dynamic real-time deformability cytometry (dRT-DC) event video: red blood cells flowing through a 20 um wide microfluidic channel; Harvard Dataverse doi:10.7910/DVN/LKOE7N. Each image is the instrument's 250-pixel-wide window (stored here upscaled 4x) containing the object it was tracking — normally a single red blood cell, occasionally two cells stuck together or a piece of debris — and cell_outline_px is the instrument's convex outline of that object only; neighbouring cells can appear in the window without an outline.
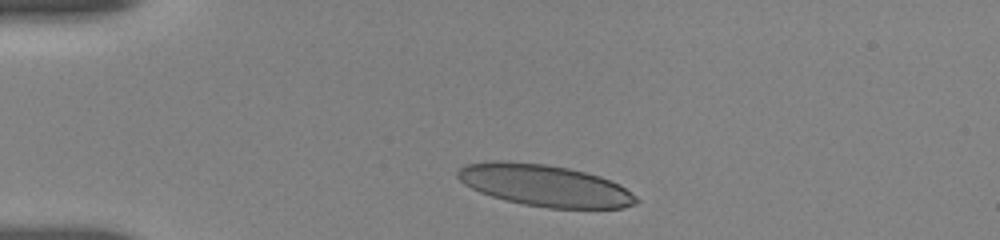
{"species": "human", "species_latin": "Homo sapiens", "temperature_condition": "room temperature", "stored_images_in_passage": 35, "camera_frame_rate_fps": 3000, "um_per_image_px": 0.085, "donor": {"sex": "female"}, "frame": {"image": 1, "passage_image": 1, "time_ms": 0.0, "image_size_px": [1000, 240], "cell_outline_px": [[640, 200], [636, 204], [624, 208], [548, 208], [524, 204], [492, 196], [480, 192], [464, 184], [456, 176], [456, 172], [464, 164], [492, 160], [504, 160], [544, 164], [568, 168], [600, 176], [620, 184], [636, 196]], "centroid_in_image_um": [46.3, 15.75], "position_along_channel_um": 38.7, "area_um2": 43.41}}
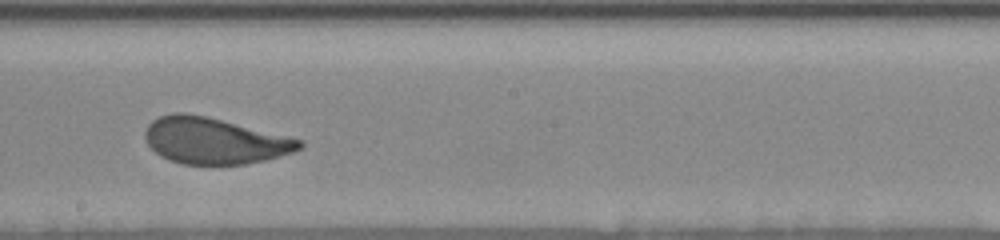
{"frame": {"image": 2, "passage_image": 20, "time_ms": 6.333, "image_size_px": [1000, 240], "cell_outline_px": [[304, 144], [300, 148], [292, 152], [264, 160], [244, 164], [184, 164], [168, 160], [160, 156], [148, 144], [144, 136], [144, 132], [148, 124], [152, 120], [160, 116], [172, 112], [184, 112], [208, 116], [304, 140]], "centroid_in_image_um": [18.19, 11.95], "position_along_channel_um": 230.0, "area_um2": 41.67}}
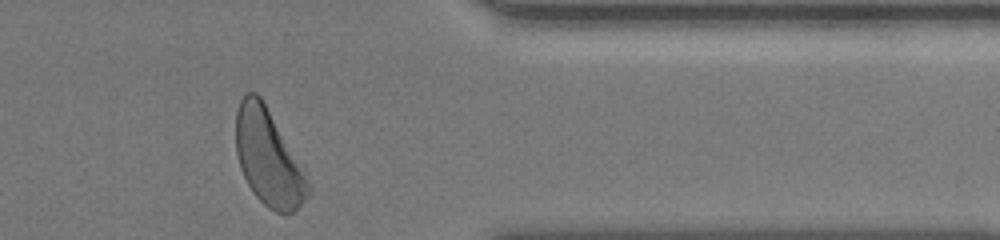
{"frame": {"image": 3, "passage_image": 34, "time_ms": 11.0, "image_size_px": [1000, 240], "cell_outline_px": [[312, 188], [308, 196], [288, 216], [284, 216], [268, 208], [256, 196], [248, 184], [240, 168], [236, 152], [236, 112], [240, 100], [244, 92], [256, 92], [264, 100], [304, 164], [312, 184]], "centroid_in_image_um": [22.87, 13.38], "position_along_channel_um": 388.5, "area_um2": 41.79}, "authors_computed_cell_mechanics": {"area_um2": 42.5408, "velocity_mm_per_s": 3.6492, "shape_relaxation_time_tau1_ms": 3.5938, "shape_relaxation_time_tau2_ms": null, "deformation_change_tau1": 0.1454, "deformation_change_tau2": null}}